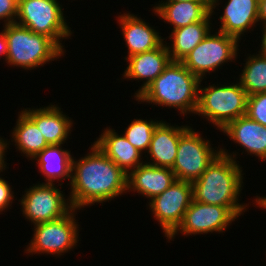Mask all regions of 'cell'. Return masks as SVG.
<instances>
[{
  "label": "cell",
  "instance_id": "obj_9",
  "mask_svg": "<svg viewBox=\"0 0 266 266\" xmlns=\"http://www.w3.org/2000/svg\"><path fill=\"white\" fill-rule=\"evenodd\" d=\"M220 153V148L216 151L211 147L209 140H205L189 127L179 138L177 154L171 170L177 180L192 183Z\"/></svg>",
  "mask_w": 266,
  "mask_h": 266
},
{
  "label": "cell",
  "instance_id": "obj_22",
  "mask_svg": "<svg viewBox=\"0 0 266 266\" xmlns=\"http://www.w3.org/2000/svg\"><path fill=\"white\" fill-rule=\"evenodd\" d=\"M220 0H211V14L203 21H198L172 30L168 37L172 44L167 46L171 61H182L210 32L212 26L211 16L220 3Z\"/></svg>",
  "mask_w": 266,
  "mask_h": 266
},
{
  "label": "cell",
  "instance_id": "obj_34",
  "mask_svg": "<svg viewBox=\"0 0 266 266\" xmlns=\"http://www.w3.org/2000/svg\"><path fill=\"white\" fill-rule=\"evenodd\" d=\"M255 202L259 208H261V209L263 208L266 210V197L265 196H263V197L256 196Z\"/></svg>",
  "mask_w": 266,
  "mask_h": 266
},
{
  "label": "cell",
  "instance_id": "obj_26",
  "mask_svg": "<svg viewBox=\"0 0 266 266\" xmlns=\"http://www.w3.org/2000/svg\"><path fill=\"white\" fill-rule=\"evenodd\" d=\"M159 120H143L134 119L128 127L125 129L123 134L126 139L141 153L148 151L150 142L156 126L160 123Z\"/></svg>",
  "mask_w": 266,
  "mask_h": 266
},
{
  "label": "cell",
  "instance_id": "obj_13",
  "mask_svg": "<svg viewBox=\"0 0 266 266\" xmlns=\"http://www.w3.org/2000/svg\"><path fill=\"white\" fill-rule=\"evenodd\" d=\"M128 66L124 71V79L145 80L134 94L136 98L147 86L153 82L171 62L167 43H162L154 50L135 54L127 59Z\"/></svg>",
  "mask_w": 266,
  "mask_h": 266
},
{
  "label": "cell",
  "instance_id": "obj_16",
  "mask_svg": "<svg viewBox=\"0 0 266 266\" xmlns=\"http://www.w3.org/2000/svg\"><path fill=\"white\" fill-rule=\"evenodd\" d=\"M221 131L249 155L266 160V126L243 115L229 122Z\"/></svg>",
  "mask_w": 266,
  "mask_h": 266
},
{
  "label": "cell",
  "instance_id": "obj_28",
  "mask_svg": "<svg viewBox=\"0 0 266 266\" xmlns=\"http://www.w3.org/2000/svg\"><path fill=\"white\" fill-rule=\"evenodd\" d=\"M18 0H0V20L6 26L15 23L17 17Z\"/></svg>",
  "mask_w": 266,
  "mask_h": 266
},
{
  "label": "cell",
  "instance_id": "obj_10",
  "mask_svg": "<svg viewBox=\"0 0 266 266\" xmlns=\"http://www.w3.org/2000/svg\"><path fill=\"white\" fill-rule=\"evenodd\" d=\"M55 184H33L20 199L22 214L33 225L53 221L67 215L72 209L70 199Z\"/></svg>",
  "mask_w": 266,
  "mask_h": 266
},
{
  "label": "cell",
  "instance_id": "obj_3",
  "mask_svg": "<svg viewBox=\"0 0 266 266\" xmlns=\"http://www.w3.org/2000/svg\"><path fill=\"white\" fill-rule=\"evenodd\" d=\"M200 79L180 61H171L164 71L137 97L136 101L176 108L183 116L195 114Z\"/></svg>",
  "mask_w": 266,
  "mask_h": 266
},
{
  "label": "cell",
  "instance_id": "obj_11",
  "mask_svg": "<svg viewBox=\"0 0 266 266\" xmlns=\"http://www.w3.org/2000/svg\"><path fill=\"white\" fill-rule=\"evenodd\" d=\"M192 199V183L176 180L162 194L149 200V209L160 223L165 237L168 238L182 223Z\"/></svg>",
  "mask_w": 266,
  "mask_h": 266
},
{
  "label": "cell",
  "instance_id": "obj_32",
  "mask_svg": "<svg viewBox=\"0 0 266 266\" xmlns=\"http://www.w3.org/2000/svg\"><path fill=\"white\" fill-rule=\"evenodd\" d=\"M258 18L259 22H262L261 25H266V0H262L259 2Z\"/></svg>",
  "mask_w": 266,
  "mask_h": 266
},
{
  "label": "cell",
  "instance_id": "obj_15",
  "mask_svg": "<svg viewBox=\"0 0 266 266\" xmlns=\"http://www.w3.org/2000/svg\"><path fill=\"white\" fill-rule=\"evenodd\" d=\"M176 180L170 168L153 166L144 162L127 174V192L137 191L151 200L162 194Z\"/></svg>",
  "mask_w": 266,
  "mask_h": 266
},
{
  "label": "cell",
  "instance_id": "obj_12",
  "mask_svg": "<svg viewBox=\"0 0 266 266\" xmlns=\"http://www.w3.org/2000/svg\"><path fill=\"white\" fill-rule=\"evenodd\" d=\"M237 217L227 208L218 205L191 201L190 206L184 214L182 223L166 239L173 240L177 233L192 236L196 234H208V232L222 233L235 221ZM173 238V239H172Z\"/></svg>",
  "mask_w": 266,
  "mask_h": 266
},
{
  "label": "cell",
  "instance_id": "obj_2",
  "mask_svg": "<svg viewBox=\"0 0 266 266\" xmlns=\"http://www.w3.org/2000/svg\"><path fill=\"white\" fill-rule=\"evenodd\" d=\"M225 150L220 148L221 153L202 175L192 182L193 200L227 207L238 218L247 211V205H249L238 203L243 187V170L236 161L237 155L229 154Z\"/></svg>",
  "mask_w": 266,
  "mask_h": 266
},
{
  "label": "cell",
  "instance_id": "obj_4",
  "mask_svg": "<svg viewBox=\"0 0 266 266\" xmlns=\"http://www.w3.org/2000/svg\"><path fill=\"white\" fill-rule=\"evenodd\" d=\"M7 55L5 62L23 69H36L39 66L59 59L63 51L51 38L34 33L18 23L5 26Z\"/></svg>",
  "mask_w": 266,
  "mask_h": 266
},
{
  "label": "cell",
  "instance_id": "obj_23",
  "mask_svg": "<svg viewBox=\"0 0 266 266\" xmlns=\"http://www.w3.org/2000/svg\"><path fill=\"white\" fill-rule=\"evenodd\" d=\"M71 151L65 150L62 144H51L39 152L32 160H37L39 172L46 178V183L53 184L55 180L72 179Z\"/></svg>",
  "mask_w": 266,
  "mask_h": 266
},
{
  "label": "cell",
  "instance_id": "obj_8",
  "mask_svg": "<svg viewBox=\"0 0 266 266\" xmlns=\"http://www.w3.org/2000/svg\"><path fill=\"white\" fill-rule=\"evenodd\" d=\"M77 209H72L67 215L48 222L34 225V234L25 253L52 254L57 256L71 251L77 246L79 225L75 219Z\"/></svg>",
  "mask_w": 266,
  "mask_h": 266
},
{
  "label": "cell",
  "instance_id": "obj_33",
  "mask_svg": "<svg viewBox=\"0 0 266 266\" xmlns=\"http://www.w3.org/2000/svg\"><path fill=\"white\" fill-rule=\"evenodd\" d=\"M262 27H263L262 28V30H263L262 31V34H263L262 36L263 37L261 39L262 40V42H261L262 44L260 46L261 49L259 50L258 53L266 57V25H262Z\"/></svg>",
  "mask_w": 266,
  "mask_h": 266
},
{
  "label": "cell",
  "instance_id": "obj_31",
  "mask_svg": "<svg viewBox=\"0 0 266 266\" xmlns=\"http://www.w3.org/2000/svg\"><path fill=\"white\" fill-rule=\"evenodd\" d=\"M2 32H0V57L4 56L6 60L7 55V39L5 35V26H3Z\"/></svg>",
  "mask_w": 266,
  "mask_h": 266
},
{
  "label": "cell",
  "instance_id": "obj_7",
  "mask_svg": "<svg viewBox=\"0 0 266 266\" xmlns=\"http://www.w3.org/2000/svg\"><path fill=\"white\" fill-rule=\"evenodd\" d=\"M239 40L220 31L206 37L181 61L200 80L207 72H215L225 62L236 60L239 50Z\"/></svg>",
  "mask_w": 266,
  "mask_h": 266
},
{
  "label": "cell",
  "instance_id": "obj_6",
  "mask_svg": "<svg viewBox=\"0 0 266 266\" xmlns=\"http://www.w3.org/2000/svg\"><path fill=\"white\" fill-rule=\"evenodd\" d=\"M62 8L57 0H18L15 22L34 33L51 38L64 51L61 42L69 39L72 32Z\"/></svg>",
  "mask_w": 266,
  "mask_h": 266
},
{
  "label": "cell",
  "instance_id": "obj_30",
  "mask_svg": "<svg viewBox=\"0 0 266 266\" xmlns=\"http://www.w3.org/2000/svg\"><path fill=\"white\" fill-rule=\"evenodd\" d=\"M9 142L10 141H7L5 138L3 139L0 137V173L3 172V170L5 171L7 166L4 156L6 155L5 152H7V148L9 147Z\"/></svg>",
  "mask_w": 266,
  "mask_h": 266
},
{
  "label": "cell",
  "instance_id": "obj_14",
  "mask_svg": "<svg viewBox=\"0 0 266 266\" xmlns=\"http://www.w3.org/2000/svg\"><path fill=\"white\" fill-rule=\"evenodd\" d=\"M118 22L122 35L128 48V55L124 59L135 54L148 52L159 47L165 38L159 35L153 27L149 26L141 17L124 13L118 16Z\"/></svg>",
  "mask_w": 266,
  "mask_h": 266
},
{
  "label": "cell",
  "instance_id": "obj_17",
  "mask_svg": "<svg viewBox=\"0 0 266 266\" xmlns=\"http://www.w3.org/2000/svg\"><path fill=\"white\" fill-rule=\"evenodd\" d=\"M190 126H171L162 121L156 126L152 140L150 142L147 156L149 154L151 161L145 163L172 169L177 154L180 136Z\"/></svg>",
  "mask_w": 266,
  "mask_h": 266
},
{
  "label": "cell",
  "instance_id": "obj_35",
  "mask_svg": "<svg viewBox=\"0 0 266 266\" xmlns=\"http://www.w3.org/2000/svg\"><path fill=\"white\" fill-rule=\"evenodd\" d=\"M211 1V0H166V2Z\"/></svg>",
  "mask_w": 266,
  "mask_h": 266
},
{
  "label": "cell",
  "instance_id": "obj_19",
  "mask_svg": "<svg viewBox=\"0 0 266 266\" xmlns=\"http://www.w3.org/2000/svg\"><path fill=\"white\" fill-rule=\"evenodd\" d=\"M224 11L219 16L221 26L218 31L233 36L238 40L248 29L259 22L257 0H228ZM254 26V27H253Z\"/></svg>",
  "mask_w": 266,
  "mask_h": 266
},
{
  "label": "cell",
  "instance_id": "obj_25",
  "mask_svg": "<svg viewBox=\"0 0 266 266\" xmlns=\"http://www.w3.org/2000/svg\"><path fill=\"white\" fill-rule=\"evenodd\" d=\"M239 75V83L247 95L266 92V57L261 54L250 55Z\"/></svg>",
  "mask_w": 266,
  "mask_h": 266
},
{
  "label": "cell",
  "instance_id": "obj_20",
  "mask_svg": "<svg viewBox=\"0 0 266 266\" xmlns=\"http://www.w3.org/2000/svg\"><path fill=\"white\" fill-rule=\"evenodd\" d=\"M100 138L94 142L99 149L125 173L143 164L142 153L124 135H119L110 127L105 128Z\"/></svg>",
  "mask_w": 266,
  "mask_h": 266
},
{
  "label": "cell",
  "instance_id": "obj_18",
  "mask_svg": "<svg viewBox=\"0 0 266 266\" xmlns=\"http://www.w3.org/2000/svg\"><path fill=\"white\" fill-rule=\"evenodd\" d=\"M22 111L37 125L49 145L65 144L74 122L63 114L58 105L51 104L39 109L26 108Z\"/></svg>",
  "mask_w": 266,
  "mask_h": 266
},
{
  "label": "cell",
  "instance_id": "obj_29",
  "mask_svg": "<svg viewBox=\"0 0 266 266\" xmlns=\"http://www.w3.org/2000/svg\"><path fill=\"white\" fill-rule=\"evenodd\" d=\"M14 193L8 181L0 176V212L7 210L14 200Z\"/></svg>",
  "mask_w": 266,
  "mask_h": 266
},
{
  "label": "cell",
  "instance_id": "obj_1",
  "mask_svg": "<svg viewBox=\"0 0 266 266\" xmlns=\"http://www.w3.org/2000/svg\"><path fill=\"white\" fill-rule=\"evenodd\" d=\"M91 145L89 153L78 160L73 157L72 161L71 192L68 198L77 210L94 203L111 201L127 192V173L94 142Z\"/></svg>",
  "mask_w": 266,
  "mask_h": 266
},
{
  "label": "cell",
  "instance_id": "obj_24",
  "mask_svg": "<svg viewBox=\"0 0 266 266\" xmlns=\"http://www.w3.org/2000/svg\"><path fill=\"white\" fill-rule=\"evenodd\" d=\"M16 121V127L12 131V142L17 146L16 149L23 153L25 157L34 158L49 144L38 129L37 125L21 111Z\"/></svg>",
  "mask_w": 266,
  "mask_h": 266
},
{
  "label": "cell",
  "instance_id": "obj_27",
  "mask_svg": "<svg viewBox=\"0 0 266 266\" xmlns=\"http://www.w3.org/2000/svg\"><path fill=\"white\" fill-rule=\"evenodd\" d=\"M246 115L250 119L266 126V92L247 97Z\"/></svg>",
  "mask_w": 266,
  "mask_h": 266
},
{
  "label": "cell",
  "instance_id": "obj_5",
  "mask_svg": "<svg viewBox=\"0 0 266 266\" xmlns=\"http://www.w3.org/2000/svg\"><path fill=\"white\" fill-rule=\"evenodd\" d=\"M199 84L198 106L195 114L215 125L220 131L231 121L246 115L247 93L241 84H219L201 86ZM203 87V88H202Z\"/></svg>",
  "mask_w": 266,
  "mask_h": 266
},
{
  "label": "cell",
  "instance_id": "obj_21",
  "mask_svg": "<svg viewBox=\"0 0 266 266\" xmlns=\"http://www.w3.org/2000/svg\"><path fill=\"white\" fill-rule=\"evenodd\" d=\"M162 2L153 7V12L172 25V30L203 21L211 14V1Z\"/></svg>",
  "mask_w": 266,
  "mask_h": 266
}]
</instances>
